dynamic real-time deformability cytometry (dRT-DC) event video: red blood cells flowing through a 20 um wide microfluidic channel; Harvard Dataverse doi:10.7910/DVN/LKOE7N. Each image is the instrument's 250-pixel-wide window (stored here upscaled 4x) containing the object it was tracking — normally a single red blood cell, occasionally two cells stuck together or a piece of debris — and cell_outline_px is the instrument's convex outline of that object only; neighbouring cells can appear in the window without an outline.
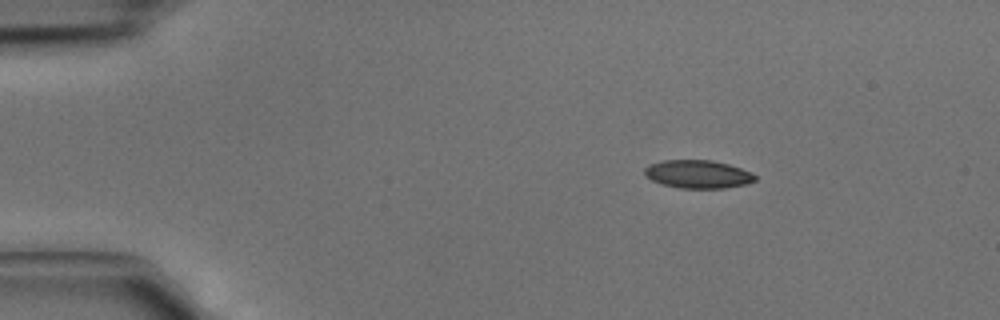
{"species": "common noctule bat (a hibernating species)", "species_latin": "Nyctalus noctula", "temperature_condition": "cold", "stored_images_in_passage": 2, "camera_frame_rate_fps": 3000, "um_per_image_px": 0.085, "animal": {"sex": "male", "body_mass_g": 15.6}, "frame": {"image": 1, "passage_image": 1, "time_ms": 0.0, "image_size_px": [1000, 320], "cell_outline_px": [[756, 180], [748, 184], [724, 188], [680, 188], [660, 184], [644, 176], [644, 168], [648, 164], [664, 160], [712, 160], [728, 164], [752, 172], [756, 176]], "centroid_in_image_um": [59.31, 14.8], "position_along_channel_um": 25.7, "area_um2": 18.32}}